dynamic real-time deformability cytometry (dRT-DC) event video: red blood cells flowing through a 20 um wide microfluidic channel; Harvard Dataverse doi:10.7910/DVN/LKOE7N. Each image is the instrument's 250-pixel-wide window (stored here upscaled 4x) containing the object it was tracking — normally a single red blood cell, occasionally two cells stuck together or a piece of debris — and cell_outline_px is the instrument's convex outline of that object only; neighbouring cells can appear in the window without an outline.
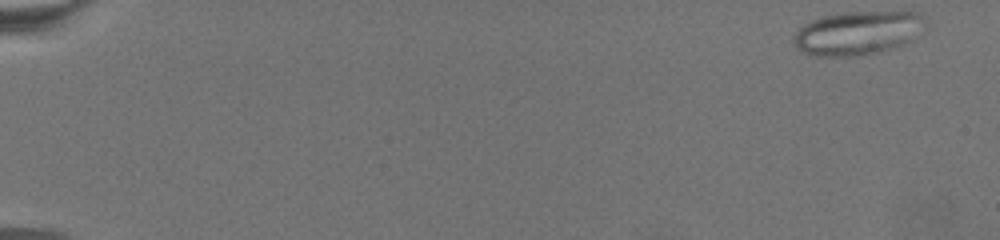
{"species": "common noctule bat (a hibernating species)", "species_latin": "Nyctalus noctula", "temperature_condition": "warm", "stored_images_in_passage": 71, "camera_frame_rate_fps": 3000, "um_per_image_px": 0.085, "animal": {"sex": "female", "body_mass_g": 19.5, "forearm_length_mm": 54.1}, "frame": {"image": 1, "passage_image": 1, "time_ms": 0.0, "image_size_px": [1000, 240], "cell_outline_px": [[928, 24], [904, 44], [892, 48], [860, 56], [812, 56], [796, 48], [792, 40], [796, 32], [804, 24], [812, 20], [824, 16], [848, 12], [916, 12], [924, 16]], "centroid_in_image_um": [72.89, 2.81], "position_along_channel_um": 12.1, "area_um2": 33.41}}
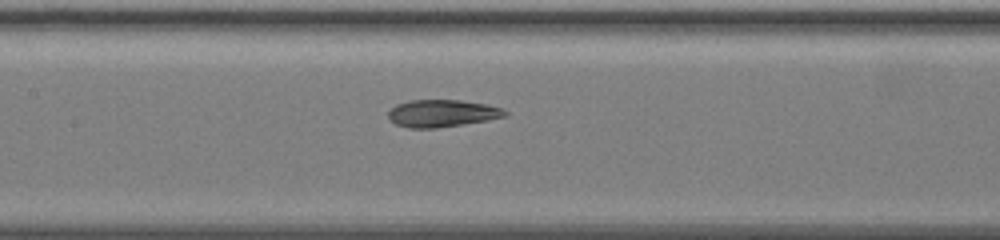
{"frame": {"image": 2, "passage_image": 36, "time_ms": 11.667, "image_size_px": [1000, 240], "cell_outline_px": [[508, 116], [488, 120], [436, 128], [408, 128], [396, 124], [388, 120], [388, 112], [396, 104], [408, 100], [460, 100], [484, 104], [504, 108], [508, 112]], "centroid_in_image_um": [37.57, 9.63], "position_along_channel_um": 169.8, "area_um2": 18.67}}
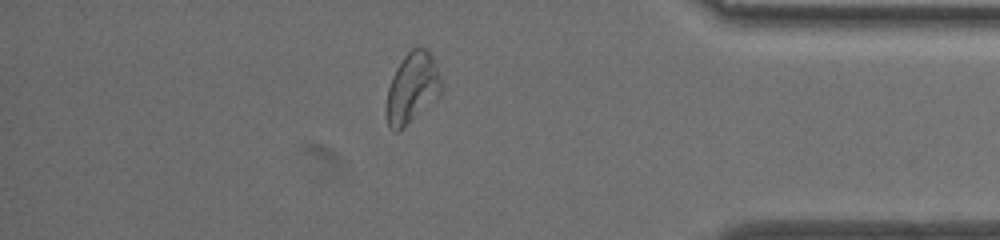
{"frame": {"image": 3, "passage_image": 62, "time_ms": 20.333, "image_size_px": [1000, 240], "cell_outline_px": [[444, 88], [440, 96], [436, 100], [404, 128], [396, 132], [388, 128], [384, 112], [388, 88], [392, 76], [396, 68], [404, 56], [412, 48], [428, 48], [432, 56], [440, 76]], "centroid_in_image_um": [35.03, 7.53], "position_along_channel_um": 400.2, "area_um2": 23.18}}